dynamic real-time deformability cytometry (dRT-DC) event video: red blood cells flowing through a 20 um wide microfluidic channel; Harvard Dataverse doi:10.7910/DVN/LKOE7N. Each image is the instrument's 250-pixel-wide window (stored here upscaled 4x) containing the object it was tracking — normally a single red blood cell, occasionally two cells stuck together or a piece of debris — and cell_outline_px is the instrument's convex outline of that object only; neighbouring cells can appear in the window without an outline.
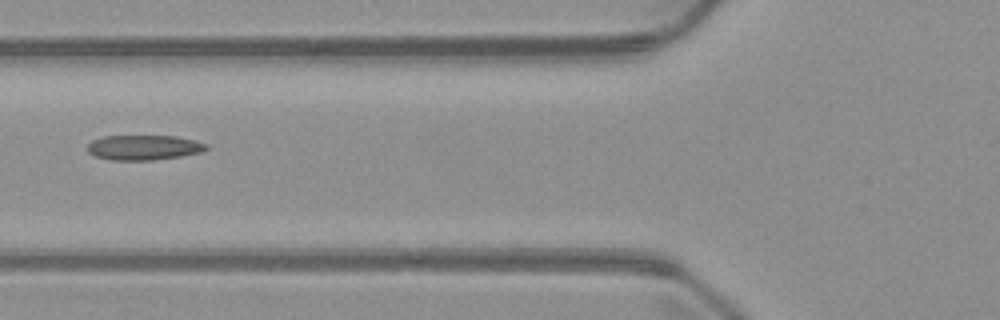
{"species": "common noctule bat (a hibernating species)", "species_latin": "Nyctalus noctula", "temperature_condition": "warm", "stored_images_in_passage": 5, "camera_frame_rate_fps": 3000, "um_per_image_px": 0.085, "animal": {"sex": "male", "body_mass_g": 23.1, "forearm_length_mm": 52.7}, "frame": {"image": 1, "passage_image": 5, "time_ms": 4.667, "image_size_px": [1000, 320], "cell_outline_px": [[208, 148], [200, 152], [180, 156], [152, 160], [112, 160], [96, 156], [88, 152], [88, 144], [92, 140], [100, 136], [176, 136], [208, 144]], "centroid_in_image_um": [12.19, 12.53], "position_along_channel_um": 113.6, "area_um2": 17.17}}